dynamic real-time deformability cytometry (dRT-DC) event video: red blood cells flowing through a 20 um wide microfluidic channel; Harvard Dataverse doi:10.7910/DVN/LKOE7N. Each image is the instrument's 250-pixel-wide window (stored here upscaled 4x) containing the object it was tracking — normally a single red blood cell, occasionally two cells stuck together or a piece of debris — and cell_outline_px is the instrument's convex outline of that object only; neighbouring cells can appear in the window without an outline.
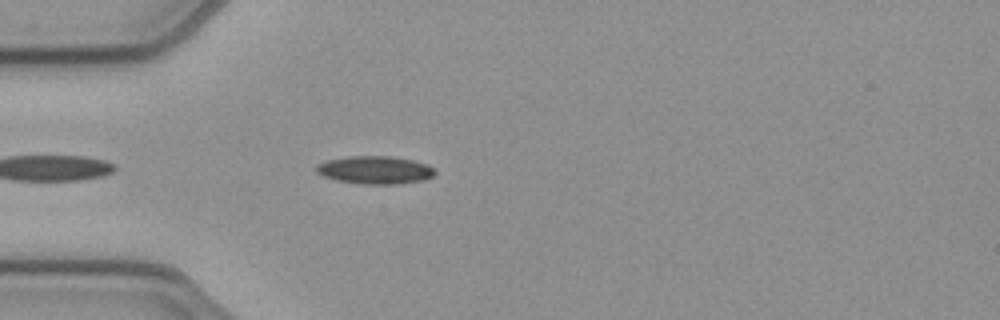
{"species": "common noctule bat (a hibernating species)", "species_latin": "Nyctalus noctula", "temperature_condition": "cold", "stored_images_in_passage": 26, "camera_frame_rate_fps": 3000, "um_per_image_px": 0.085, "animal": {"sex": "female", "body_mass_g": 21.9}, "frame": {"image": 1, "passage_image": 4, "time_ms": 1.0, "image_size_px": [1000, 320], "cell_outline_px": [[436, 172], [432, 176], [424, 180], [396, 184], [360, 184], [336, 180], [324, 176], [316, 172], [316, 164], [328, 160], [348, 156], [388, 156], [412, 160], [428, 164]], "centroid_in_image_um": [31.86, 14.45], "position_along_channel_um": 53.1, "area_um2": 19.25}}
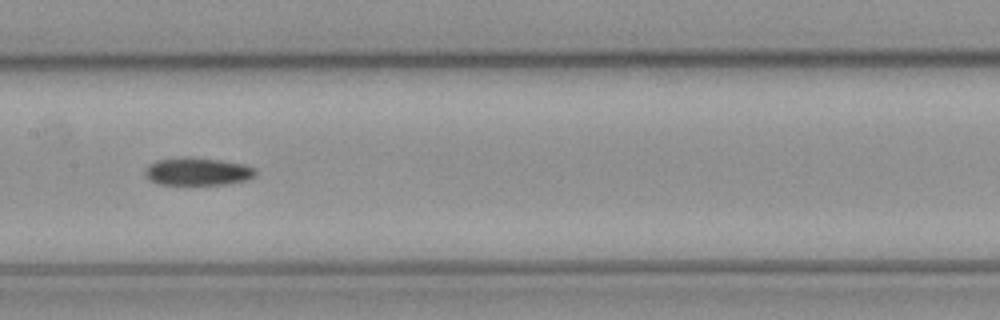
{"frame": {"image": 2, "passage_image": 15, "time_ms": 4.667, "image_size_px": [1000, 320], "cell_outline_px": [[256, 172], [248, 180], [224, 184], [160, 184], [148, 180], [144, 176], [144, 168], [148, 164], [156, 160], [184, 156], [192, 156], [220, 160], [244, 164], [256, 168]], "centroid_in_image_um": [16.73, 14.56], "position_along_channel_um": 190.7, "area_um2": 18.15}}
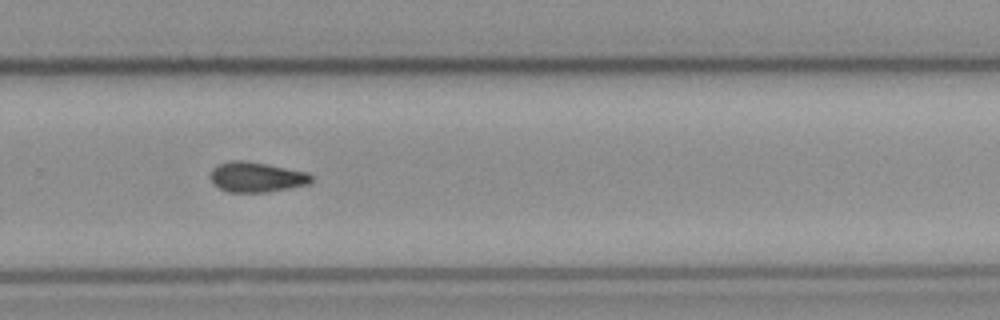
{"frame": {"image": 3, "passage_image": 24, "time_ms": 7.667, "image_size_px": [1000, 320], "cell_outline_px": [[312, 180], [308, 184], [268, 192], [228, 192], [212, 184], [212, 168], [216, 164], [232, 160], [244, 160], [268, 164], [308, 172], [312, 176]], "centroid_in_image_um": [21.79, 15.04], "position_along_channel_um": 308.0, "area_um2": 17.74}}